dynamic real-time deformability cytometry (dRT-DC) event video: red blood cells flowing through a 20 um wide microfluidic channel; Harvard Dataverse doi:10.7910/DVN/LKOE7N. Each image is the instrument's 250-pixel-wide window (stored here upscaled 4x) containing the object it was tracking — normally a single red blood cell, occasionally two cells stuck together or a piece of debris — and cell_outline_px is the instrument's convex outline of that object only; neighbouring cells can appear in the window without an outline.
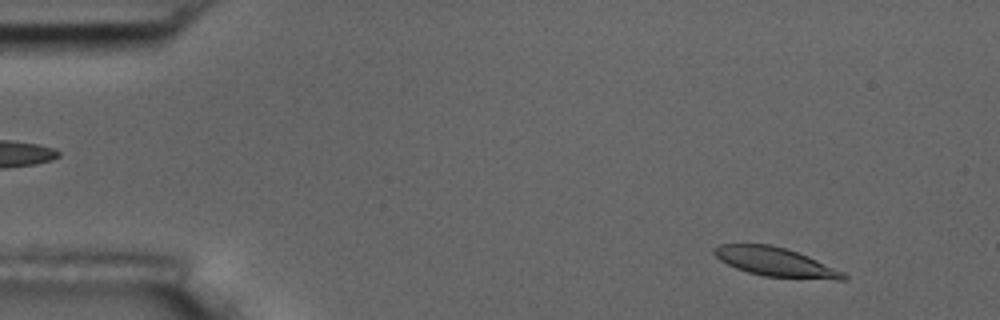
{"species": "common noctule bat (a hibernating species)", "species_latin": "Nyctalus noctula", "temperature_condition": "room temperature", "stored_images_in_passage": 54, "camera_frame_rate_fps": 3000, "um_per_image_px": 0.085, "animal": {"sex": "male", "body_mass_g": 17.5, "forearm_length_mm": 52.3}, "frame": {"image": 1, "passage_image": 5, "time_ms": 1.333, "image_size_px": [1000, 320], "cell_outline_px": [[848, 280], [836, 280], [764, 276], [748, 272], [736, 268], [720, 260], [712, 252], [712, 248], [720, 244], [768, 244], [784, 248], [808, 256], [844, 272], [848, 276]], "centroid_in_image_um": [65.92, 22.27], "position_along_channel_um": 19.1, "area_um2": 21.73}}
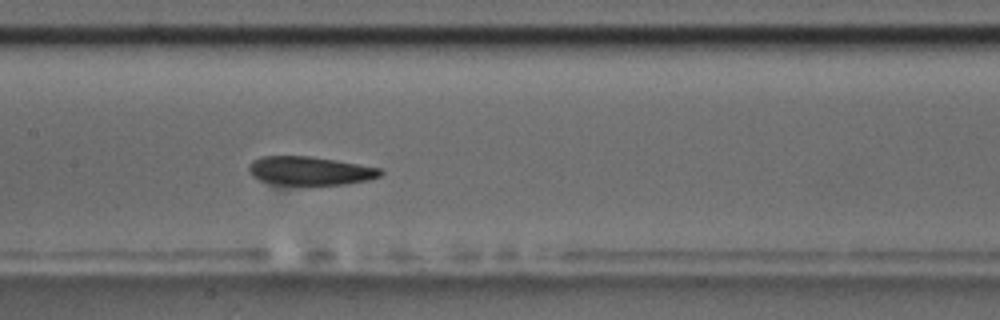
{"frame": {"image": 2, "passage_image": 26, "time_ms": 8.333, "image_size_px": [1000, 320], "cell_outline_px": [[384, 172], [380, 176], [368, 180], [344, 184], [272, 184], [260, 180], [252, 176], [248, 172], [248, 164], [252, 160], [260, 156], [308, 156], [336, 160], [380, 168]], "centroid_in_image_um": [26.3, 14.51], "position_along_channel_um": 181.1, "area_um2": 21.91}}
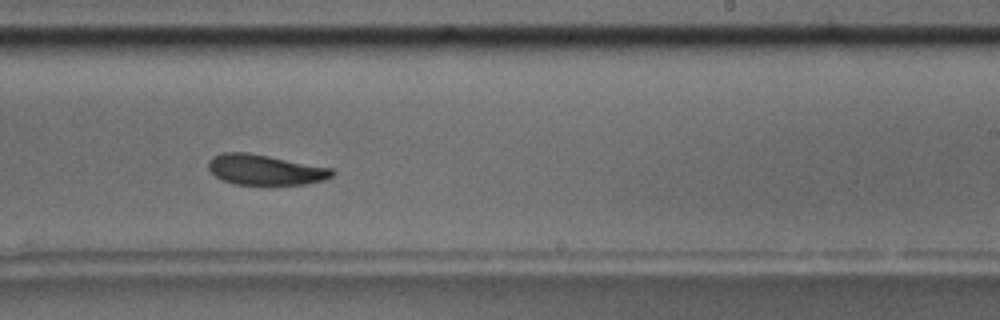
{"frame": {"image": 3, "passage_image": 33, "time_ms": 10.667, "image_size_px": [1000, 320], "cell_outline_px": [[336, 172], [332, 176], [324, 180], [304, 184], [232, 184], [216, 176], [208, 168], [208, 160], [212, 156], [220, 152], [248, 152], [332, 168]], "centroid_in_image_um": [22.51, 14.41], "position_along_channel_um": 266.5, "area_um2": 21.85}, "authors_computed_cell_mechanics": {"area_um2": 22.6865, "velocity_mm_per_s": 3.6743, "shape_relaxation_time_tau1_ms": 5.5013, "shape_relaxation_time_tau2_ms": 3.7768, "deformation_change_tau1": 0.1341, "deformation_change_tau2": 0.0956}}